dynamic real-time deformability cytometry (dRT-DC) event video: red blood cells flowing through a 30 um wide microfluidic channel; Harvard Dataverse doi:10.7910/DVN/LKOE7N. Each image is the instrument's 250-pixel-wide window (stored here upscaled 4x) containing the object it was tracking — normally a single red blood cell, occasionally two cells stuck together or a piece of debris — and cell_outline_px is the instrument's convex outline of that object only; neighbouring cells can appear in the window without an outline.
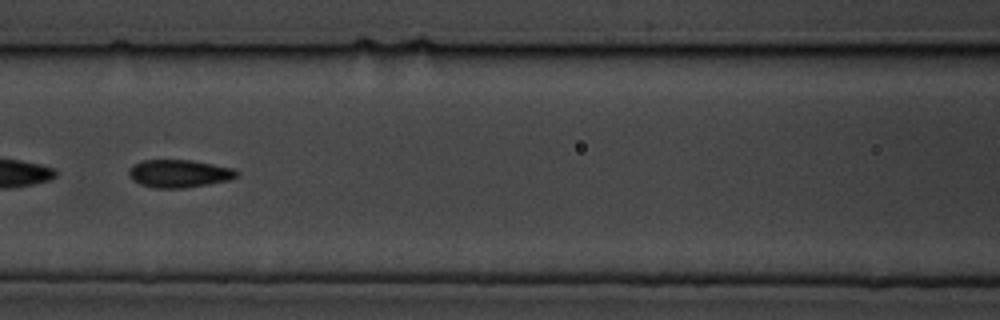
{"species": "common noctule bat (a hibernating species)", "species_latin": "Nyctalus noctula", "temperature_condition": "cold", "stored_images_in_passage": 48, "segment_of_instrument_passage": [2, 2], "camera_frame_rate_fps": 3000, "um_per_image_px": 0.085, "animal": {"sex": "male", "body_mass_g": 19.5, "forearm_length_mm": 54.6}, "frame": {"image": 1, "passage_image": 17, "time_ms": 5.333, "image_size_px": [1000, 320], "cell_outline_px": [[240, 172], [236, 176], [228, 180], [208, 184], [184, 188], [152, 188], [140, 184], [132, 180], [128, 172], [132, 164], [144, 160], [192, 160], [232, 168]], "centroid_in_image_um": [15.19, 14.75], "position_along_channel_um": 151.4, "area_um2": 17.46}}
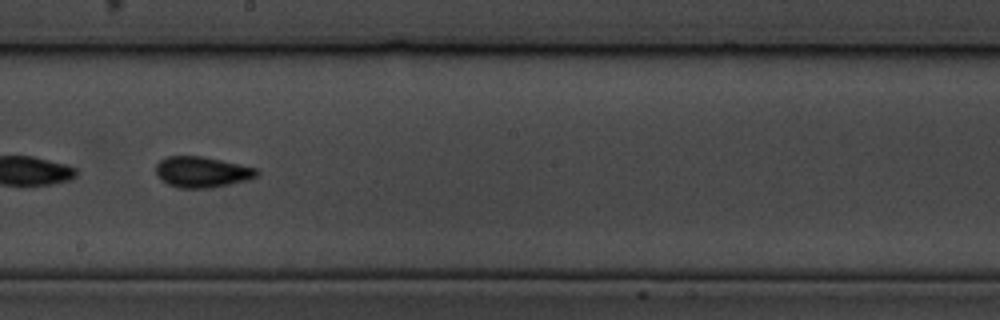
{"frame": {"image": 2, "passage_image": 24, "time_ms": 7.667, "image_size_px": [1000, 320], "cell_outline_px": [[260, 172], [256, 176], [248, 180], [208, 188], [180, 188], [168, 184], [160, 180], [156, 172], [156, 164], [160, 160], [168, 156], [204, 156], [256, 168]], "centroid_in_image_um": [17.15, 14.61], "position_along_channel_um": 231.1, "area_um2": 18.09}}